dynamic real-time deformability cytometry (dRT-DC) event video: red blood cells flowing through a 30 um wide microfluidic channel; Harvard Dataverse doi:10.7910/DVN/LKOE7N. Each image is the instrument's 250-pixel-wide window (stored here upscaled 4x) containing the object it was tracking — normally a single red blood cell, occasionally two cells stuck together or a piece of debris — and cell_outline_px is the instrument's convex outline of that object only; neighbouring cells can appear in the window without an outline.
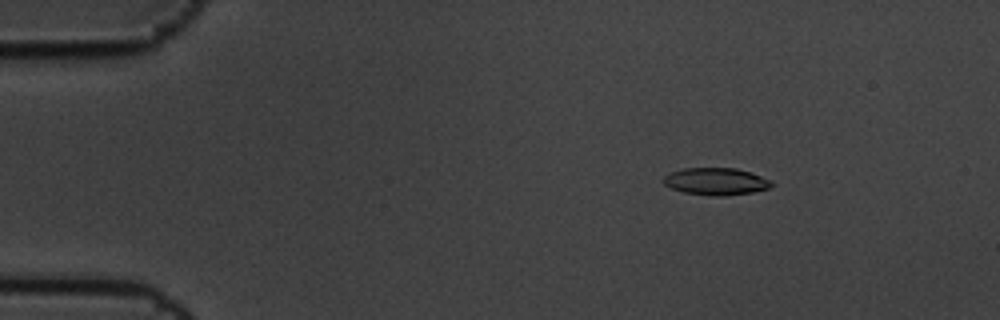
{"species": "common noctule bat (a hibernating species)", "species_latin": "Nyctalus noctula", "temperature_condition": "cold", "stored_images_in_passage": 7, "camera_frame_rate_fps": 3000, "um_per_image_px": 0.085, "animal": {"sex": "male", "body_mass_g": 19.5, "forearm_length_mm": 54.6}, "frame": {"image": 1, "passage_image": 3, "time_ms": 0.667, "image_size_px": [1000, 320], "cell_outline_px": [[776, 184], [768, 188], [752, 192], [724, 196], [712, 196], [684, 192], [672, 188], [664, 184], [664, 176], [672, 172], [684, 168], [736, 168], [752, 172], [772, 180]], "centroid_in_image_um": [60.92, 15.42], "position_along_channel_um": 24.1, "area_um2": 17.17}}
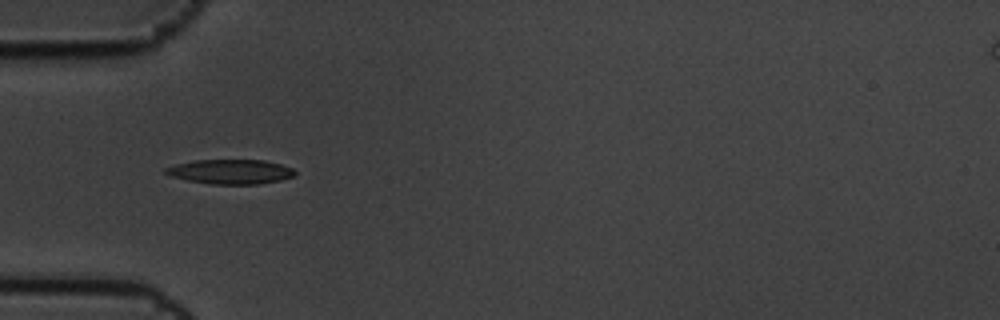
{"frame": {"image": 2, "passage_image": 6, "time_ms": 1.667, "image_size_px": [1000, 320], "cell_outline_px": [[296, 172], [292, 176], [280, 180], [256, 184], [212, 184], [188, 180], [172, 176], [164, 172], [164, 168], [176, 164], [196, 160], [264, 160], [280, 164], [292, 168]], "centroid_in_image_um": [19.58, 14.59], "position_along_channel_um": 65.4, "area_um2": 18.26}}
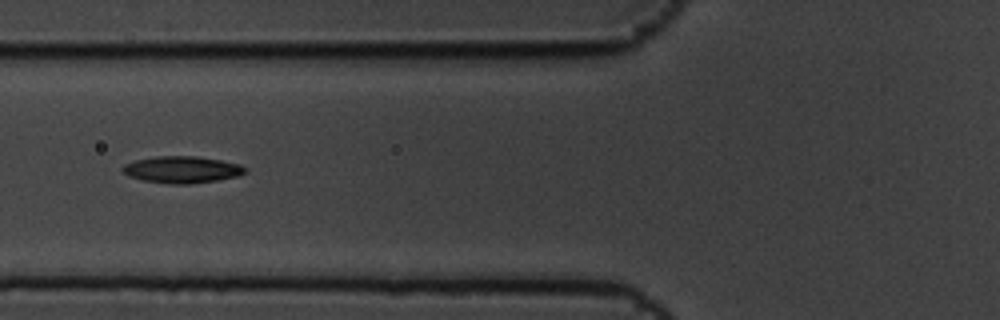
{"frame": {"image": 3, "passage_image": 7, "time_ms": 2.0, "image_size_px": [1000, 320], "cell_outline_px": [[248, 172], [240, 176], [192, 184], [168, 184], [144, 180], [128, 176], [120, 168], [124, 164], [136, 160], [156, 156], [196, 156], [220, 160], [240, 164], [248, 168]], "centroid_in_image_um": [15.51, 14.42], "position_along_channel_um": 110.3, "area_um2": 19.31}}